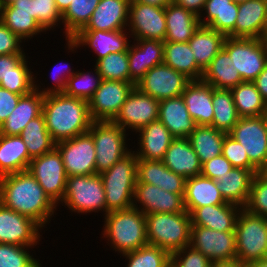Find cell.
Here are the masks:
<instances>
[{
  "mask_svg": "<svg viewBox=\"0 0 267 267\" xmlns=\"http://www.w3.org/2000/svg\"><path fill=\"white\" fill-rule=\"evenodd\" d=\"M266 27L267 0H247L238 3L235 38L260 39Z\"/></svg>",
  "mask_w": 267,
  "mask_h": 267,
  "instance_id": "cell-26",
  "label": "cell"
},
{
  "mask_svg": "<svg viewBox=\"0 0 267 267\" xmlns=\"http://www.w3.org/2000/svg\"><path fill=\"white\" fill-rule=\"evenodd\" d=\"M213 122L217 130L229 133L240 119L230 89H217L212 86Z\"/></svg>",
  "mask_w": 267,
  "mask_h": 267,
  "instance_id": "cell-42",
  "label": "cell"
},
{
  "mask_svg": "<svg viewBox=\"0 0 267 267\" xmlns=\"http://www.w3.org/2000/svg\"><path fill=\"white\" fill-rule=\"evenodd\" d=\"M252 82L255 84L263 100L267 103V65Z\"/></svg>",
  "mask_w": 267,
  "mask_h": 267,
  "instance_id": "cell-59",
  "label": "cell"
},
{
  "mask_svg": "<svg viewBox=\"0 0 267 267\" xmlns=\"http://www.w3.org/2000/svg\"><path fill=\"white\" fill-rule=\"evenodd\" d=\"M20 137L27 146L31 158L48 153L56 147V143L46 128L43 114L29 121Z\"/></svg>",
  "mask_w": 267,
  "mask_h": 267,
  "instance_id": "cell-44",
  "label": "cell"
},
{
  "mask_svg": "<svg viewBox=\"0 0 267 267\" xmlns=\"http://www.w3.org/2000/svg\"><path fill=\"white\" fill-rule=\"evenodd\" d=\"M28 171L58 206L64 197L67 182L62 155L58 149L55 147L48 153L32 158Z\"/></svg>",
  "mask_w": 267,
  "mask_h": 267,
  "instance_id": "cell-10",
  "label": "cell"
},
{
  "mask_svg": "<svg viewBox=\"0 0 267 267\" xmlns=\"http://www.w3.org/2000/svg\"><path fill=\"white\" fill-rule=\"evenodd\" d=\"M137 183H147L170 193L184 194L186 178L167 168L162 160L138 159Z\"/></svg>",
  "mask_w": 267,
  "mask_h": 267,
  "instance_id": "cell-25",
  "label": "cell"
},
{
  "mask_svg": "<svg viewBox=\"0 0 267 267\" xmlns=\"http://www.w3.org/2000/svg\"><path fill=\"white\" fill-rule=\"evenodd\" d=\"M130 0H100L90 21L82 30L115 31L127 29Z\"/></svg>",
  "mask_w": 267,
  "mask_h": 267,
  "instance_id": "cell-27",
  "label": "cell"
},
{
  "mask_svg": "<svg viewBox=\"0 0 267 267\" xmlns=\"http://www.w3.org/2000/svg\"><path fill=\"white\" fill-rule=\"evenodd\" d=\"M100 0H71L68 9L62 14L63 33L66 39H71L84 29L91 19Z\"/></svg>",
  "mask_w": 267,
  "mask_h": 267,
  "instance_id": "cell-45",
  "label": "cell"
},
{
  "mask_svg": "<svg viewBox=\"0 0 267 267\" xmlns=\"http://www.w3.org/2000/svg\"><path fill=\"white\" fill-rule=\"evenodd\" d=\"M164 42L133 40L128 48L130 82L136 83L153 67L163 63Z\"/></svg>",
  "mask_w": 267,
  "mask_h": 267,
  "instance_id": "cell-23",
  "label": "cell"
},
{
  "mask_svg": "<svg viewBox=\"0 0 267 267\" xmlns=\"http://www.w3.org/2000/svg\"><path fill=\"white\" fill-rule=\"evenodd\" d=\"M70 212L86 214L103 212L106 215L104 185L100 174L67 177L65 194L58 204Z\"/></svg>",
  "mask_w": 267,
  "mask_h": 267,
  "instance_id": "cell-6",
  "label": "cell"
},
{
  "mask_svg": "<svg viewBox=\"0 0 267 267\" xmlns=\"http://www.w3.org/2000/svg\"><path fill=\"white\" fill-rule=\"evenodd\" d=\"M188 113L197 125L213 122L212 86L202 80L191 81L182 93Z\"/></svg>",
  "mask_w": 267,
  "mask_h": 267,
  "instance_id": "cell-33",
  "label": "cell"
},
{
  "mask_svg": "<svg viewBox=\"0 0 267 267\" xmlns=\"http://www.w3.org/2000/svg\"><path fill=\"white\" fill-rule=\"evenodd\" d=\"M201 80L217 89H231L244 82L229 53L224 48L203 71Z\"/></svg>",
  "mask_w": 267,
  "mask_h": 267,
  "instance_id": "cell-37",
  "label": "cell"
},
{
  "mask_svg": "<svg viewBox=\"0 0 267 267\" xmlns=\"http://www.w3.org/2000/svg\"><path fill=\"white\" fill-rule=\"evenodd\" d=\"M190 82L191 80L184 74L162 63L151 68L135 87L142 93L161 101L182 95Z\"/></svg>",
  "mask_w": 267,
  "mask_h": 267,
  "instance_id": "cell-16",
  "label": "cell"
},
{
  "mask_svg": "<svg viewBox=\"0 0 267 267\" xmlns=\"http://www.w3.org/2000/svg\"><path fill=\"white\" fill-rule=\"evenodd\" d=\"M183 197L185 209L189 214L195 208L227 203L220 193L216 181L201 174L186 179Z\"/></svg>",
  "mask_w": 267,
  "mask_h": 267,
  "instance_id": "cell-35",
  "label": "cell"
},
{
  "mask_svg": "<svg viewBox=\"0 0 267 267\" xmlns=\"http://www.w3.org/2000/svg\"><path fill=\"white\" fill-rule=\"evenodd\" d=\"M94 72V73H93ZM91 71H76V73L68 80L65 95L89 101L95 91L100 87L102 78L94 65Z\"/></svg>",
  "mask_w": 267,
  "mask_h": 267,
  "instance_id": "cell-46",
  "label": "cell"
},
{
  "mask_svg": "<svg viewBox=\"0 0 267 267\" xmlns=\"http://www.w3.org/2000/svg\"><path fill=\"white\" fill-rule=\"evenodd\" d=\"M158 119L174 138H188L197 126L188 113L182 95L161 100Z\"/></svg>",
  "mask_w": 267,
  "mask_h": 267,
  "instance_id": "cell-30",
  "label": "cell"
},
{
  "mask_svg": "<svg viewBox=\"0 0 267 267\" xmlns=\"http://www.w3.org/2000/svg\"><path fill=\"white\" fill-rule=\"evenodd\" d=\"M145 217L150 245L165 249L170 254L189 246L191 217L188 212L151 213Z\"/></svg>",
  "mask_w": 267,
  "mask_h": 267,
  "instance_id": "cell-5",
  "label": "cell"
},
{
  "mask_svg": "<svg viewBox=\"0 0 267 267\" xmlns=\"http://www.w3.org/2000/svg\"><path fill=\"white\" fill-rule=\"evenodd\" d=\"M162 161L167 168L186 179L201 174L202 164L189 138H174Z\"/></svg>",
  "mask_w": 267,
  "mask_h": 267,
  "instance_id": "cell-31",
  "label": "cell"
},
{
  "mask_svg": "<svg viewBox=\"0 0 267 267\" xmlns=\"http://www.w3.org/2000/svg\"><path fill=\"white\" fill-rule=\"evenodd\" d=\"M88 132L95 144L96 174L108 170L132 151L127 144L129 133L112 121H93Z\"/></svg>",
  "mask_w": 267,
  "mask_h": 267,
  "instance_id": "cell-8",
  "label": "cell"
},
{
  "mask_svg": "<svg viewBox=\"0 0 267 267\" xmlns=\"http://www.w3.org/2000/svg\"><path fill=\"white\" fill-rule=\"evenodd\" d=\"M56 148L62 155L67 177L96 174L95 144L89 132L58 142Z\"/></svg>",
  "mask_w": 267,
  "mask_h": 267,
  "instance_id": "cell-15",
  "label": "cell"
},
{
  "mask_svg": "<svg viewBox=\"0 0 267 267\" xmlns=\"http://www.w3.org/2000/svg\"><path fill=\"white\" fill-rule=\"evenodd\" d=\"M127 31L132 40L152 39L164 42L166 35L165 7L130 2Z\"/></svg>",
  "mask_w": 267,
  "mask_h": 267,
  "instance_id": "cell-12",
  "label": "cell"
},
{
  "mask_svg": "<svg viewBox=\"0 0 267 267\" xmlns=\"http://www.w3.org/2000/svg\"><path fill=\"white\" fill-rule=\"evenodd\" d=\"M226 36L207 26H201L194 32L188 43L193 51L197 66L204 71L223 48Z\"/></svg>",
  "mask_w": 267,
  "mask_h": 267,
  "instance_id": "cell-39",
  "label": "cell"
},
{
  "mask_svg": "<svg viewBox=\"0 0 267 267\" xmlns=\"http://www.w3.org/2000/svg\"><path fill=\"white\" fill-rule=\"evenodd\" d=\"M103 236L121 255L148 245L145 214L137 208L111 211L104 216Z\"/></svg>",
  "mask_w": 267,
  "mask_h": 267,
  "instance_id": "cell-3",
  "label": "cell"
},
{
  "mask_svg": "<svg viewBox=\"0 0 267 267\" xmlns=\"http://www.w3.org/2000/svg\"><path fill=\"white\" fill-rule=\"evenodd\" d=\"M264 119H265V125H266V129H267V110L263 115Z\"/></svg>",
  "mask_w": 267,
  "mask_h": 267,
  "instance_id": "cell-66",
  "label": "cell"
},
{
  "mask_svg": "<svg viewBox=\"0 0 267 267\" xmlns=\"http://www.w3.org/2000/svg\"><path fill=\"white\" fill-rule=\"evenodd\" d=\"M159 103L160 101L134 87L112 122L125 131L131 129V132L136 133L149 123L158 120Z\"/></svg>",
  "mask_w": 267,
  "mask_h": 267,
  "instance_id": "cell-17",
  "label": "cell"
},
{
  "mask_svg": "<svg viewBox=\"0 0 267 267\" xmlns=\"http://www.w3.org/2000/svg\"><path fill=\"white\" fill-rule=\"evenodd\" d=\"M261 43L264 47V51H265V56L267 58V34L264 33L261 37H260Z\"/></svg>",
  "mask_w": 267,
  "mask_h": 267,
  "instance_id": "cell-64",
  "label": "cell"
},
{
  "mask_svg": "<svg viewBox=\"0 0 267 267\" xmlns=\"http://www.w3.org/2000/svg\"><path fill=\"white\" fill-rule=\"evenodd\" d=\"M121 256L128 261L126 267H170L171 254L150 244Z\"/></svg>",
  "mask_w": 267,
  "mask_h": 267,
  "instance_id": "cell-47",
  "label": "cell"
},
{
  "mask_svg": "<svg viewBox=\"0 0 267 267\" xmlns=\"http://www.w3.org/2000/svg\"><path fill=\"white\" fill-rule=\"evenodd\" d=\"M31 159L20 135L0 134V177L28 170Z\"/></svg>",
  "mask_w": 267,
  "mask_h": 267,
  "instance_id": "cell-38",
  "label": "cell"
},
{
  "mask_svg": "<svg viewBox=\"0 0 267 267\" xmlns=\"http://www.w3.org/2000/svg\"><path fill=\"white\" fill-rule=\"evenodd\" d=\"M44 98L45 96L36 89L22 95L15 109L0 125V134L20 135L29 121L42 114Z\"/></svg>",
  "mask_w": 267,
  "mask_h": 267,
  "instance_id": "cell-32",
  "label": "cell"
},
{
  "mask_svg": "<svg viewBox=\"0 0 267 267\" xmlns=\"http://www.w3.org/2000/svg\"><path fill=\"white\" fill-rule=\"evenodd\" d=\"M134 87L135 84L131 82L102 80L88 101L92 120L112 121Z\"/></svg>",
  "mask_w": 267,
  "mask_h": 267,
  "instance_id": "cell-18",
  "label": "cell"
},
{
  "mask_svg": "<svg viewBox=\"0 0 267 267\" xmlns=\"http://www.w3.org/2000/svg\"><path fill=\"white\" fill-rule=\"evenodd\" d=\"M233 1L236 2V3H240V2H245L247 0H233Z\"/></svg>",
  "mask_w": 267,
  "mask_h": 267,
  "instance_id": "cell-67",
  "label": "cell"
},
{
  "mask_svg": "<svg viewBox=\"0 0 267 267\" xmlns=\"http://www.w3.org/2000/svg\"><path fill=\"white\" fill-rule=\"evenodd\" d=\"M21 96L0 87V125L15 109Z\"/></svg>",
  "mask_w": 267,
  "mask_h": 267,
  "instance_id": "cell-57",
  "label": "cell"
},
{
  "mask_svg": "<svg viewBox=\"0 0 267 267\" xmlns=\"http://www.w3.org/2000/svg\"><path fill=\"white\" fill-rule=\"evenodd\" d=\"M211 267H246V264L241 263L238 259L229 261L213 262Z\"/></svg>",
  "mask_w": 267,
  "mask_h": 267,
  "instance_id": "cell-60",
  "label": "cell"
},
{
  "mask_svg": "<svg viewBox=\"0 0 267 267\" xmlns=\"http://www.w3.org/2000/svg\"><path fill=\"white\" fill-rule=\"evenodd\" d=\"M246 267H267V257L261 260L249 262L246 264Z\"/></svg>",
  "mask_w": 267,
  "mask_h": 267,
  "instance_id": "cell-63",
  "label": "cell"
},
{
  "mask_svg": "<svg viewBox=\"0 0 267 267\" xmlns=\"http://www.w3.org/2000/svg\"><path fill=\"white\" fill-rule=\"evenodd\" d=\"M223 48L229 53L243 81L252 82L267 65L260 39L226 37Z\"/></svg>",
  "mask_w": 267,
  "mask_h": 267,
  "instance_id": "cell-11",
  "label": "cell"
},
{
  "mask_svg": "<svg viewBox=\"0 0 267 267\" xmlns=\"http://www.w3.org/2000/svg\"><path fill=\"white\" fill-rule=\"evenodd\" d=\"M42 114L55 143L87 133L93 122L88 101L64 93L45 95Z\"/></svg>",
  "mask_w": 267,
  "mask_h": 267,
  "instance_id": "cell-2",
  "label": "cell"
},
{
  "mask_svg": "<svg viewBox=\"0 0 267 267\" xmlns=\"http://www.w3.org/2000/svg\"><path fill=\"white\" fill-rule=\"evenodd\" d=\"M237 16L238 3L233 0H206L199 22L201 26L214 29L226 37L235 38Z\"/></svg>",
  "mask_w": 267,
  "mask_h": 267,
  "instance_id": "cell-28",
  "label": "cell"
},
{
  "mask_svg": "<svg viewBox=\"0 0 267 267\" xmlns=\"http://www.w3.org/2000/svg\"><path fill=\"white\" fill-rule=\"evenodd\" d=\"M212 262L190 246L171 254L170 267H211Z\"/></svg>",
  "mask_w": 267,
  "mask_h": 267,
  "instance_id": "cell-53",
  "label": "cell"
},
{
  "mask_svg": "<svg viewBox=\"0 0 267 267\" xmlns=\"http://www.w3.org/2000/svg\"><path fill=\"white\" fill-rule=\"evenodd\" d=\"M137 159L162 160L174 137L158 119L138 130ZM140 136V137H139Z\"/></svg>",
  "mask_w": 267,
  "mask_h": 267,
  "instance_id": "cell-24",
  "label": "cell"
},
{
  "mask_svg": "<svg viewBox=\"0 0 267 267\" xmlns=\"http://www.w3.org/2000/svg\"><path fill=\"white\" fill-rule=\"evenodd\" d=\"M226 134L213 126H196L188 138L201 164L222 155V147Z\"/></svg>",
  "mask_w": 267,
  "mask_h": 267,
  "instance_id": "cell-41",
  "label": "cell"
},
{
  "mask_svg": "<svg viewBox=\"0 0 267 267\" xmlns=\"http://www.w3.org/2000/svg\"><path fill=\"white\" fill-rule=\"evenodd\" d=\"M14 1L16 0H0V6L10 5Z\"/></svg>",
  "mask_w": 267,
  "mask_h": 267,
  "instance_id": "cell-65",
  "label": "cell"
},
{
  "mask_svg": "<svg viewBox=\"0 0 267 267\" xmlns=\"http://www.w3.org/2000/svg\"><path fill=\"white\" fill-rule=\"evenodd\" d=\"M183 196L184 194L170 193L155 185L136 183L133 194V207L139 209L145 215L151 213L187 212Z\"/></svg>",
  "mask_w": 267,
  "mask_h": 267,
  "instance_id": "cell-20",
  "label": "cell"
},
{
  "mask_svg": "<svg viewBox=\"0 0 267 267\" xmlns=\"http://www.w3.org/2000/svg\"><path fill=\"white\" fill-rule=\"evenodd\" d=\"M240 142L249 161L260 171H267V129L263 116L240 117L228 133Z\"/></svg>",
  "mask_w": 267,
  "mask_h": 267,
  "instance_id": "cell-9",
  "label": "cell"
},
{
  "mask_svg": "<svg viewBox=\"0 0 267 267\" xmlns=\"http://www.w3.org/2000/svg\"><path fill=\"white\" fill-rule=\"evenodd\" d=\"M57 9L62 15L69 7L71 0H54Z\"/></svg>",
  "mask_w": 267,
  "mask_h": 267,
  "instance_id": "cell-62",
  "label": "cell"
},
{
  "mask_svg": "<svg viewBox=\"0 0 267 267\" xmlns=\"http://www.w3.org/2000/svg\"><path fill=\"white\" fill-rule=\"evenodd\" d=\"M57 64L58 66L61 65L60 63H57ZM57 64H56V67L58 69L57 68L55 69V66L53 67L54 69H53V72H52L53 74L51 75V77H53L52 82H54V84L51 85V87L41 88V84L40 83L38 84L37 83L38 81H35V89L44 96L49 95V94L63 93L65 91L68 80L76 73V71H74V69H72L71 65L68 63H62L63 65H61L60 67H58ZM64 66H65V69L63 68Z\"/></svg>",
  "mask_w": 267,
  "mask_h": 267,
  "instance_id": "cell-54",
  "label": "cell"
},
{
  "mask_svg": "<svg viewBox=\"0 0 267 267\" xmlns=\"http://www.w3.org/2000/svg\"><path fill=\"white\" fill-rule=\"evenodd\" d=\"M233 168L231 163L223 155H220L201 165V175L215 181H220L222 176Z\"/></svg>",
  "mask_w": 267,
  "mask_h": 267,
  "instance_id": "cell-55",
  "label": "cell"
},
{
  "mask_svg": "<svg viewBox=\"0 0 267 267\" xmlns=\"http://www.w3.org/2000/svg\"><path fill=\"white\" fill-rule=\"evenodd\" d=\"M33 248L0 243V267H42L40 260L28 251Z\"/></svg>",
  "mask_w": 267,
  "mask_h": 267,
  "instance_id": "cell-49",
  "label": "cell"
},
{
  "mask_svg": "<svg viewBox=\"0 0 267 267\" xmlns=\"http://www.w3.org/2000/svg\"><path fill=\"white\" fill-rule=\"evenodd\" d=\"M138 159L133 150L100 173L106 200V215L111 211L133 207L134 188L137 183Z\"/></svg>",
  "mask_w": 267,
  "mask_h": 267,
  "instance_id": "cell-4",
  "label": "cell"
},
{
  "mask_svg": "<svg viewBox=\"0 0 267 267\" xmlns=\"http://www.w3.org/2000/svg\"><path fill=\"white\" fill-rule=\"evenodd\" d=\"M179 6L184 7L187 10L195 13L197 16L203 12L206 0H172Z\"/></svg>",
  "mask_w": 267,
  "mask_h": 267,
  "instance_id": "cell-58",
  "label": "cell"
},
{
  "mask_svg": "<svg viewBox=\"0 0 267 267\" xmlns=\"http://www.w3.org/2000/svg\"><path fill=\"white\" fill-rule=\"evenodd\" d=\"M130 38L127 29L115 31L80 30L71 39H65L67 45L65 48H68V53L71 51L74 54L77 48L79 49L81 46L85 48L87 46L97 55L96 61H94L96 63L110 53L128 51L132 42V40H129Z\"/></svg>",
  "mask_w": 267,
  "mask_h": 267,
  "instance_id": "cell-13",
  "label": "cell"
},
{
  "mask_svg": "<svg viewBox=\"0 0 267 267\" xmlns=\"http://www.w3.org/2000/svg\"><path fill=\"white\" fill-rule=\"evenodd\" d=\"M130 2H141L159 7H166L170 2H172V0H130Z\"/></svg>",
  "mask_w": 267,
  "mask_h": 267,
  "instance_id": "cell-61",
  "label": "cell"
},
{
  "mask_svg": "<svg viewBox=\"0 0 267 267\" xmlns=\"http://www.w3.org/2000/svg\"><path fill=\"white\" fill-rule=\"evenodd\" d=\"M241 207L231 204L207 205L195 208L191 213V226H203L213 230L235 231Z\"/></svg>",
  "mask_w": 267,
  "mask_h": 267,
  "instance_id": "cell-29",
  "label": "cell"
},
{
  "mask_svg": "<svg viewBox=\"0 0 267 267\" xmlns=\"http://www.w3.org/2000/svg\"><path fill=\"white\" fill-rule=\"evenodd\" d=\"M95 66L102 80L130 82L128 51L110 53L99 59Z\"/></svg>",
  "mask_w": 267,
  "mask_h": 267,
  "instance_id": "cell-48",
  "label": "cell"
},
{
  "mask_svg": "<svg viewBox=\"0 0 267 267\" xmlns=\"http://www.w3.org/2000/svg\"><path fill=\"white\" fill-rule=\"evenodd\" d=\"M189 246L201 252L212 263L237 257L235 231L221 232L203 226H191Z\"/></svg>",
  "mask_w": 267,
  "mask_h": 267,
  "instance_id": "cell-14",
  "label": "cell"
},
{
  "mask_svg": "<svg viewBox=\"0 0 267 267\" xmlns=\"http://www.w3.org/2000/svg\"><path fill=\"white\" fill-rule=\"evenodd\" d=\"M230 90L240 117H259L264 115L267 110V103L263 100L253 82L244 81Z\"/></svg>",
  "mask_w": 267,
  "mask_h": 267,
  "instance_id": "cell-43",
  "label": "cell"
},
{
  "mask_svg": "<svg viewBox=\"0 0 267 267\" xmlns=\"http://www.w3.org/2000/svg\"><path fill=\"white\" fill-rule=\"evenodd\" d=\"M236 254L241 263L267 257V217L241 208L235 225Z\"/></svg>",
  "mask_w": 267,
  "mask_h": 267,
  "instance_id": "cell-7",
  "label": "cell"
},
{
  "mask_svg": "<svg viewBox=\"0 0 267 267\" xmlns=\"http://www.w3.org/2000/svg\"><path fill=\"white\" fill-rule=\"evenodd\" d=\"M26 54L0 55V87L19 95L35 89L36 77L28 65Z\"/></svg>",
  "mask_w": 267,
  "mask_h": 267,
  "instance_id": "cell-21",
  "label": "cell"
},
{
  "mask_svg": "<svg viewBox=\"0 0 267 267\" xmlns=\"http://www.w3.org/2000/svg\"><path fill=\"white\" fill-rule=\"evenodd\" d=\"M0 21L24 42L46 32L34 19L33 0H16L0 6Z\"/></svg>",
  "mask_w": 267,
  "mask_h": 267,
  "instance_id": "cell-22",
  "label": "cell"
},
{
  "mask_svg": "<svg viewBox=\"0 0 267 267\" xmlns=\"http://www.w3.org/2000/svg\"><path fill=\"white\" fill-rule=\"evenodd\" d=\"M244 209L250 213L267 217V171L255 174Z\"/></svg>",
  "mask_w": 267,
  "mask_h": 267,
  "instance_id": "cell-50",
  "label": "cell"
},
{
  "mask_svg": "<svg viewBox=\"0 0 267 267\" xmlns=\"http://www.w3.org/2000/svg\"><path fill=\"white\" fill-rule=\"evenodd\" d=\"M42 229L32 218L0 203V243L36 247L42 238Z\"/></svg>",
  "mask_w": 267,
  "mask_h": 267,
  "instance_id": "cell-19",
  "label": "cell"
},
{
  "mask_svg": "<svg viewBox=\"0 0 267 267\" xmlns=\"http://www.w3.org/2000/svg\"><path fill=\"white\" fill-rule=\"evenodd\" d=\"M165 19L164 42H188L200 27L199 16L173 1L165 7Z\"/></svg>",
  "mask_w": 267,
  "mask_h": 267,
  "instance_id": "cell-34",
  "label": "cell"
},
{
  "mask_svg": "<svg viewBox=\"0 0 267 267\" xmlns=\"http://www.w3.org/2000/svg\"><path fill=\"white\" fill-rule=\"evenodd\" d=\"M254 176L252 170L233 168L223 175L220 181H216V185L226 202L244 208Z\"/></svg>",
  "mask_w": 267,
  "mask_h": 267,
  "instance_id": "cell-36",
  "label": "cell"
},
{
  "mask_svg": "<svg viewBox=\"0 0 267 267\" xmlns=\"http://www.w3.org/2000/svg\"><path fill=\"white\" fill-rule=\"evenodd\" d=\"M222 155L231 163L234 168L252 170L255 174L260 171L249 161L246 151L240 142L236 141L229 134L225 135Z\"/></svg>",
  "mask_w": 267,
  "mask_h": 267,
  "instance_id": "cell-52",
  "label": "cell"
},
{
  "mask_svg": "<svg viewBox=\"0 0 267 267\" xmlns=\"http://www.w3.org/2000/svg\"><path fill=\"white\" fill-rule=\"evenodd\" d=\"M0 203L32 218L43 229L58 207L28 170L0 177Z\"/></svg>",
  "mask_w": 267,
  "mask_h": 267,
  "instance_id": "cell-1",
  "label": "cell"
},
{
  "mask_svg": "<svg viewBox=\"0 0 267 267\" xmlns=\"http://www.w3.org/2000/svg\"><path fill=\"white\" fill-rule=\"evenodd\" d=\"M163 63L191 81L202 79L203 71L197 66L188 42H164Z\"/></svg>",
  "mask_w": 267,
  "mask_h": 267,
  "instance_id": "cell-40",
  "label": "cell"
},
{
  "mask_svg": "<svg viewBox=\"0 0 267 267\" xmlns=\"http://www.w3.org/2000/svg\"><path fill=\"white\" fill-rule=\"evenodd\" d=\"M21 40L0 21V55L26 54Z\"/></svg>",
  "mask_w": 267,
  "mask_h": 267,
  "instance_id": "cell-56",
  "label": "cell"
},
{
  "mask_svg": "<svg viewBox=\"0 0 267 267\" xmlns=\"http://www.w3.org/2000/svg\"><path fill=\"white\" fill-rule=\"evenodd\" d=\"M34 19L47 32L62 25V15L57 9L54 0H33ZM59 24V25H58Z\"/></svg>",
  "mask_w": 267,
  "mask_h": 267,
  "instance_id": "cell-51",
  "label": "cell"
}]
</instances>
